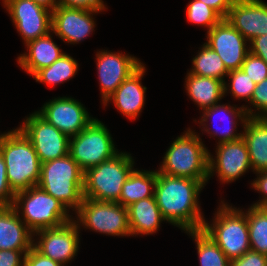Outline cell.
<instances>
[{"label":"cell","instance_id":"25","mask_svg":"<svg viewBox=\"0 0 267 266\" xmlns=\"http://www.w3.org/2000/svg\"><path fill=\"white\" fill-rule=\"evenodd\" d=\"M185 88L190 99L203 111L224 97V82L219 79L187 73Z\"/></svg>","mask_w":267,"mask_h":266},{"label":"cell","instance_id":"5","mask_svg":"<svg viewBox=\"0 0 267 266\" xmlns=\"http://www.w3.org/2000/svg\"><path fill=\"white\" fill-rule=\"evenodd\" d=\"M214 214L213 223L204 221L202 231L206 233L225 253L231 261L241 257L251 249L247 215L242 209H237L221 201Z\"/></svg>","mask_w":267,"mask_h":266},{"label":"cell","instance_id":"22","mask_svg":"<svg viewBox=\"0 0 267 266\" xmlns=\"http://www.w3.org/2000/svg\"><path fill=\"white\" fill-rule=\"evenodd\" d=\"M244 108H245V105L237 108L236 105H234V106H231L230 104L220 105V103L219 104L217 103V104L213 105L212 107L206 108L203 110L202 117L200 118L201 120L198 123L201 124L200 126H202V128H203L202 131H205L207 134H209L210 138H211V136L216 137L219 135L218 136V139H219L218 144L224 143V142L236 141V140L241 139L242 134H243L241 131H240V133L236 132L238 120L241 121L242 125H244L247 118H248ZM227 114H229V115H227ZM221 115H226L225 117L227 120H228L227 117L231 116L230 117L231 120L227 121L228 127L222 128V130L217 129L218 128L217 127L216 129L212 130L210 127L207 126L208 124H206V122L208 123V121H209L208 119H211L212 117L213 118L215 117V119H216L217 117H219Z\"/></svg>","mask_w":267,"mask_h":266},{"label":"cell","instance_id":"30","mask_svg":"<svg viewBox=\"0 0 267 266\" xmlns=\"http://www.w3.org/2000/svg\"><path fill=\"white\" fill-rule=\"evenodd\" d=\"M194 240L200 266H230L220 247L202 230L186 231Z\"/></svg>","mask_w":267,"mask_h":266},{"label":"cell","instance_id":"32","mask_svg":"<svg viewBox=\"0 0 267 266\" xmlns=\"http://www.w3.org/2000/svg\"><path fill=\"white\" fill-rule=\"evenodd\" d=\"M187 22L204 26L209 32L223 18L212 8L200 0H192L187 4Z\"/></svg>","mask_w":267,"mask_h":266},{"label":"cell","instance_id":"35","mask_svg":"<svg viewBox=\"0 0 267 266\" xmlns=\"http://www.w3.org/2000/svg\"><path fill=\"white\" fill-rule=\"evenodd\" d=\"M15 193L9 186L5 160L0 153V206H13Z\"/></svg>","mask_w":267,"mask_h":266},{"label":"cell","instance_id":"17","mask_svg":"<svg viewBox=\"0 0 267 266\" xmlns=\"http://www.w3.org/2000/svg\"><path fill=\"white\" fill-rule=\"evenodd\" d=\"M105 10H87L57 6L52 11L51 31L65 43L78 44L87 38L95 28L92 17Z\"/></svg>","mask_w":267,"mask_h":266},{"label":"cell","instance_id":"1","mask_svg":"<svg viewBox=\"0 0 267 266\" xmlns=\"http://www.w3.org/2000/svg\"><path fill=\"white\" fill-rule=\"evenodd\" d=\"M206 182L175 177L157 171L154 197L163 218L181 230H201L205 221L199 194Z\"/></svg>","mask_w":267,"mask_h":266},{"label":"cell","instance_id":"7","mask_svg":"<svg viewBox=\"0 0 267 266\" xmlns=\"http://www.w3.org/2000/svg\"><path fill=\"white\" fill-rule=\"evenodd\" d=\"M13 207L33 233L72 220L70 210L38 185L16 193Z\"/></svg>","mask_w":267,"mask_h":266},{"label":"cell","instance_id":"38","mask_svg":"<svg viewBox=\"0 0 267 266\" xmlns=\"http://www.w3.org/2000/svg\"><path fill=\"white\" fill-rule=\"evenodd\" d=\"M58 6L87 10H106L103 0H57Z\"/></svg>","mask_w":267,"mask_h":266},{"label":"cell","instance_id":"27","mask_svg":"<svg viewBox=\"0 0 267 266\" xmlns=\"http://www.w3.org/2000/svg\"><path fill=\"white\" fill-rule=\"evenodd\" d=\"M192 65L193 68L190 69L189 73L219 79L223 82H225L224 78L229 72L219 55L205 43L192 59Z\"/></svg>","mask_w":267,"mask_h":266},{"label":"cell","instance_id":"20","mask_svg":"<svg viewBox=\"0 0 267 266\" xmlns=\"http://www.w3.org/2000/svg\"><path fill=\"white\" fill-rule=\"evenodd\" d=\"M33 236L13 206H0V250H30Z\"/></svg>","mask_w":267,"mask_h":266},{"label":"cell","instance_id":"33","mask_svg":"<svg viewBox=\"0 0 267 266\" xmlns=\"http://www.w3.org/2000/svg\"><path fill=\"white\" fill-rule=\"evenodd\" d=\"M255 109H251L248 106H245L244 110L248 117H267V79H264L262 82L256 84V88L253 91L250 102ZM260 111V112H259Z\"/></svg>","mask_w":267,"mask_h":266},{"label":"cell","instance_id":"40","mask_svg":"<svg viewBox=\"0 0 267 266\" xmlns=\"http://www.w3.org/2000/svg\"><path fill=\"white\" fill-rule=\"evenodd\" d=\"M255 174L258 176L256 180H253L251 183V187L259 193H262V199L258 200L256 203H253L252 206L267 207V170L260 171Z\"/></svg>","mask_w":267,"mask_h":266},{"label":"cell","instance_id":"10","mask_svg":"<svg viewBox=\"0 0 267 266\" xmlns=\"http://www.w3.org/2000/svg\"><path fill=\"white\" fill-rule=\"evenodd\" d=\"M22 123L18 128L30 140L41 163L69 154L70 137L37 112L30 114Z\"/></svg>","mask_w":267,"mask_h":266},{"label":"cell","instance_id":"11","mask_svg":"<svg viewBox=\"0 0 267 266\" xmlns=\"http://www.w3.org/2000/svg\"><path fill=\"white\" fill-rule=\"evenodd\" d=\"M73 218L58 227L42 229L33 233V247L42 255L65 266L77 255L79 250L80 228ZM37 242H36V241ZM35 242V243H34Z\"/></svg>","mask_w":267,"mask_h":266},{"label":"cell","instance_id":"26","mask_svg":"<svg viewBox=\"0 0 267 266\" xmlns=\"http://www.w3.org/2000/svg\"><path fill=\"white\" fill-rule=\"evenodd\" d=\"M156 179L157 170L148 171L133 169L122 186L117 203L128 207L139 200L153 197Z\"/></svg>","mask_w":267,"mask_h":266},{"label":"cell","instance_id":"34","mask_svg":"<svg viewBox=\"0 0 267 266\" xmlns=\"http://www.w3.org/2000/svg\"><path fill=\"white\" fill-rule=\"evenodd\" d=\"M241 69L245 74H248V77L256 84L267 79V63L251 52L247 54Z\"/></svg>","mask_w":267,"mask_h":266},{"label":"cell","instance_id":"21","mask_svg":"<svg viewBox=\"0 0 267 266\" xmlns=\"http://www.w3.org/2000/svg\"><path fill=\"white\" fill-rule=\"evenodd\" d=\"M52 31L47 35L32 40L26 44L28 52L20 54L17 62L30 76H34L39 70L49 67L54 61L59 59L64 52L52 40Z\"/></svg>","mask_w":267,"mask_h":266},{"label":"cell","instance_id":"39","mask_svg":"<svg viewBox=\"0 0 267 266\" xmlns=\"http://www.w3.org/2000/svg\"><path fill=\"white\" fill-rule=\"evenodd\" d=\"M29 250H0V266H22Z\"/></svg>","mask_w":267,"mask_h":266},{"label":"cell","instance_id":"19","mask_svg":"<svg viewBox=\"0 0 267 266\" xmlns=\"http://www.w3.org/2000/svg\"><path fill=\"white\" fill-rule=\"evenodd\" d=\"M145 72V65L142 64L102 104L107 106L112 101L113 105L123 116L132 120L137 118L145 105L147 88L141 83Z\"/></svg>","mask_w":267,"mask_h":266},{"label":"cell","instance_id":"43","mask_svg":"<svg viewBox=\"0 0 267 266\" xmlns=\"http://www.w3.org/2000/svg\"><path fill=\"white\" fill-rule=\"evenodd\" d=\"M32 1L45 7L50 11H53L58 6L57 0H32Z\"/></svg>","mask_w":267,"mask_h":266},{"label":"cell","instance_id":"42","mask_svg":"<svg viewBox=\"0 0 267 266\" xmlns=\"http://www.w3.org/2000/svg\"><path fill=\"white\" fill-rule=\"evenodd\" d=\"M210 8L214 9L223 19L228 14L235 0H200Z\"/></svg>","mask_w":267,"mask_h":266},{"label":"cell","instance_id":"15","mask_svg":"<svg viewBox=\"0 0 267 266\" xmlns=\"http://www.w3.org/2000/svg\"><path fill=\"white\" fill-rule=\"evenodd\" d=\"M206 37L205 44L219 55L228 71L241 69L250 47L246 46L248 41L237 29L222 19Z\"/></svg>","mask_w":267,"mask_h":266},{"label":"cell","instance_id":"9","mask_svg":"<svg viewBox=\"0 0 267 266\" xmlns=\"http://www.w3.org/2000/svg\"><path fill=\"white\" fill-rule=\"evenodd\" d=\"M77 215V225L99 234L130 236L128 208L117 202L98 201L84 198Z\"/></svg>","mask_w":267,"mask_h":266},{"label":"cell","instance_id":"24","mask_svg":"<svg viewBox=\"0 0 267 266\" xmlns=\"http://www.w3.org/2000/svg\"><path fill=\"white\" fill-rule=\"evenodd\" d=\"M127 208L131 236L152 235L158 231L162 221H166L154 196L132 203Z\"/></svg>","mask_w":267,"mask_h":266},{"label":"cell","instance_id":"37","mask_svg":"<svg viewBox=\"0 0 267 266\" xmlns=\"http://www.w3.org/2000/svg\"><path fill=\"white\" fill-rule=\"evenodd\" d=\"M22 266H63V265H61L56 261H53L49 257L42 255L34 247H32L25 254Z\"/></svg>","mask_w":267,"mask_h":266},{"label":"cell","instance_id":"23","mask_svg":"<svg viewBox=\"0 0 267 266\" xmlns=\"http://www.w3.org/2000/svg\"><path fill=\"white\" fill-rule=\"evenodd\" d=\"M242 127L252 171L267 170V117H248Z\"/></svg>","mask_w":267,"mask_h":266},{"label":"cell","instance_id":"41","mask_svg":"<svg viewBox=\"0 0 267 266\" xmlns=\"http://www.w3.org/2000/svg\"><path fill=\"white\" fill-rule=\"evenodd\" d=\"M250 52L267 63V34L257 36L249 42Z\"/></svg>","mask_w":267,"mask_h":266},{"label":"cell","instance_id":"2","mask_svg":"<svg viewBox=\"0 0 267 266\" xmlns=\"http://www.w3.org/2000/svg\"><path fill=\"white\" fill-rule=\"evenodd\" d=\"M7 180L16 194L37 186L41 176V162L30 140L17 127L6 132L0 142Z\"/></svg>","mask_w":267,"mask_h":266},{"label":"cell","instance_id":"6","mask_svg":"<svg viewBox=\"0 0 267 266\" xmlns=\"http://www.w3.org/2000/svg\"><path fill=\"white\" fill-rule=\"evenodd\" d=\"M134 169L130 153L119 152L84 172V198L106 202H118L122 186Z\"/></svg>","mask_w":267,"mask_h":266},{"label":"cell","instance_id":"36","mask_svg":"<svg viewBox=\"0 0 267 266\" xmlns=\"http://www.w3.org/2000/svg\"><path fill=\"white\" fill-rule=\"evenodd\" d=\"M230 266H267V255L250 249L241 257L231 260Z\"/></svg>","mask_w":267,"mask_h":266},{"label":"cell","instance_id":"29","mask_svg":"<svg viewBox=\"0 0 267 266\" xmlns=\"http://www.w3.org/2000/svg\"><path fill=\"white\" fill-rule=\"evenodd\" d=\"M245 212L251 250L267 255V207L251 205Z\"/></svg>","mask_w":267,"mask_h":266},{"label":"cell","instance_id":"18","mask_svg":"<svg viewBox=\"0 0 267 266\" xmlns=\"http://www.w3.org/2000/svg\"><path fill=\"white\" fill-rule=\"evenodd\" d=\"M225 19L250 42L267 34V3L262 0H235Z\"/></svg>","mask_w":267,"mask_h":266},{"label":"cell","instance_id":"44","mask_svg":"<svg viewBox=\"0 0 267 266\" xmlns=\"http://www.w3.org/2000/svg\"><path fill=\"white\" fill-rule=\"evenodd\" d=\"M6 133L0 134V142L3 139V137L5 136Z\"/></svg>","mask_w":267,"mask_h":266},{"label":"cell","instance_id":"13","mask_svg":"<svg viewBox=\"0 0 267 266\" xmlns=\"http://www.w3.org/2000/svg\"><path fill=\"white\" fill-rule=\"evenodd\" d=\"M36 112L69 137L77 135L95 119L81 102L72 97L54 98Z\"/></svg>","mask_w":267,"mask_h":266},{"label":"cell","instance_id":"28","mask_svg":"<svg viewBox=\"0 0 267 266\" xmlns=\"http://www.w3.org/2000/svg\"><path fill=\"white\" fill-rule=\"evenodd\" d=\"M78 69V62L69 54L64 53L49 67L39 70L33 77L36 82L56 86L73 78Z\"/></svg>","mask_w":267,"mask_h":266},{"label":"cell","instance_id":"16","mask_svg":"<svg viewBox=\"0 0 267 266\" xmlns=\"http://www.w3.org/2000/svg\"><path fill=\"white\" fill-rule=\"evenodd\" d=\"M96 60L103 103L143 64L132 55L107 50L97 52Z\"/></svg>","mask_w":267,"mask_h":266},{"label":"cell","instance_id":"12","mask_svg":"<svg viewBox=\"0 0 267 266\" xmlns=\"http://www.w3.org/2000/svg\"><path fill=\"white\" fill-rule=\"evenodd\" d=\"M2 2L25 45L51 32L52 11L32 0Z\"/></svg>","mask_w":267,"mask_h":266},{"label":"cell","instance_id":"14","mask_svg":"<svg viewBox=\"0 0 267 266\" xmlns=\"http://www.w3.org/2000/svg\"><path fill=\"white\" fill-rule=\"evenodd\" d=\"M216 156L209 151V179L216 173L222 183H231L251 168L249 152L243 138L217 144ZM215 157V158H214Z\"/></svg>","mask_w":267,"mask_h":266},{"label":"cell","instance_id":"31","mask_svg":"<svg viewBox=\"0 0 267 266\" xmlns=\"http://www.w3.org/2000/svg\"><path fill=\"white\" fill-rule=\"evenodd\" d=\"M227 77H229L230 83L224 82V94L230 91L229 93L234 99L250 102L256 83L248 77V74H245L242 69H236L229 71Z\"/></svg>","mask_w":267,"mask_h":266},{"label":"cell","instance_id":"8","mask_svg":"<svg viewBox=\"0 0 267 266\" xmlns=\"http://www.w3.org/2000/svg\"><path fill=\"white\" fill-rule=\"evenodd\" d=\"M118 153L109 130L97 118L77 135L70 137L69 155L83 172Z\"/></svg>","mask_w":267,"mask_h":266},{"label":"cell","instance_id":"4","mask_svg":"<svg viewBox=\"0 0 267 266\" xmlns=\"http://www.w3.org/2000/svg\"><path fill=\"white\" fill-rule=\"evenodd\" d=\"M83 177L76 161L67 154L41 163L38 186L60 201L69 210L77 211L84 199Z\"/></svg>","mask_w":267,"mask_h":266},{"label":"cell","instance_id":"3","mask_svg":"<svg viewBox=\"0 0 267 266\" xmlns=\"http://www.w3.org/2000/svg\"><path fill=\"white\" fill-rule=\"evenodd\" d=\"M208 156L209 150L200 136L188 128L171 143L157 171L170 176L208 182Z\"/></svg>","mask_w":267,"mask_h":266}]
</instances>
